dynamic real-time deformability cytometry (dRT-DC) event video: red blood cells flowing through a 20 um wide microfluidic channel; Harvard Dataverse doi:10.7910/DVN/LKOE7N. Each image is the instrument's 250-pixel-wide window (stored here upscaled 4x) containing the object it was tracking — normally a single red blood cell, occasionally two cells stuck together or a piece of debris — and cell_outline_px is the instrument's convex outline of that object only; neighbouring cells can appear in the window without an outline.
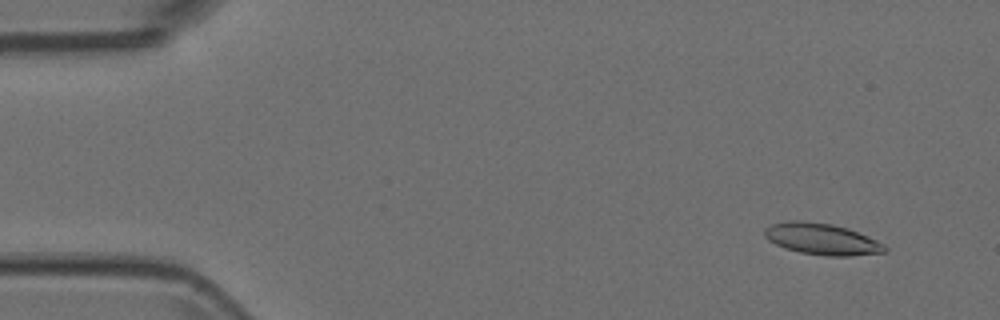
{"species": "Egyptian fruit bat (a non-hibernating species)", "species_latin": "Rousettus aegyptiacus", "temperature_condition": "room temperature", "stored_images_in_passage": 5, "segment_of_instrument_passage": [1, 2], "camera_frame_rate_fps": 3000, "um_per_image_px": 0.085, "animal": {"sex": "female"}, "frame": {"image": 1, "passage_image": 1, "time_ms": 0.0, "image_size_px": [1000, 320], "cell_outline_px": [[888, 248], [884, 252], [852, 256], [824, 256], [800, 252], [784, 248], [768, 240], [764, 236], [764, 228], [772, 224], [788, 220], [800, 220], [832, 224], [848, 228], [868, 236], [884, 244]], "centroid_in_image_um": [69.84, 20.31], "position_along_channel_um": 15.2, "area_um2": 22.14}}